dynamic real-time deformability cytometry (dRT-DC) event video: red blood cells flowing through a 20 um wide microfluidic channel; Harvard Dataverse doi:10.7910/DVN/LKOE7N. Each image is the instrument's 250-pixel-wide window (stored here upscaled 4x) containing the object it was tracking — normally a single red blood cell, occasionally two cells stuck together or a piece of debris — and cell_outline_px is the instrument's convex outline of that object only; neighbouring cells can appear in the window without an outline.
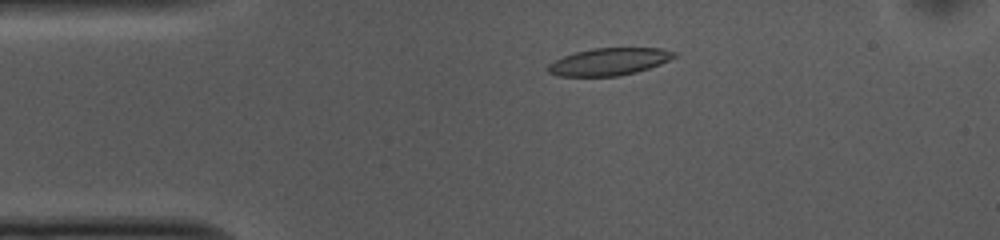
{"species": "common noctule bat (a hibernating species)", "species_latin": "Nyctalus noctula", "temperature_condition": "cold", "stored_images_in_passage": 50, "camera_frame_rate_fps": 3000, "um_per_image_px": 0.085, "animal": {"sex": "female", "body_mass_g": 10.0, "forearm_length_mm": 53.1}, "frame": {"image": 1, "passage_image": 8, "time_ms": 2.333, "image_size_px": [1000, 240], "cell_outline_px": [[676, 56], [660, 64], [636, 72], [616, 76], [556, 76], [548, 72], [548, 64], [564, 56], [576, 52], [592, 48], [660, 48], [676, 52]], "centroid_in_image_um": [51.76, 5.24], "position_along_channel_um": 33.2, "area_um2": 19.88}}
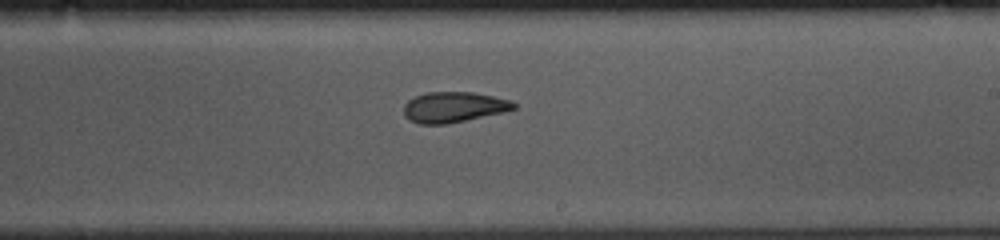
{"frame": {"image": 2, "passage_image": 28, "time_ms": 9.0, "image_size_px": [1000, 240], "cell_outline_px": [[516, 108], [504, 112], [448, 124], [420, 124], [404, 116], [404, 104], [408, 100], [424, 92], [472, 92], [512, 100], [516, 104]], "centroid_in_image_um": [38.57, 9.1], "position_along_channel_um": 250.4, "area_um2": 19.59}}
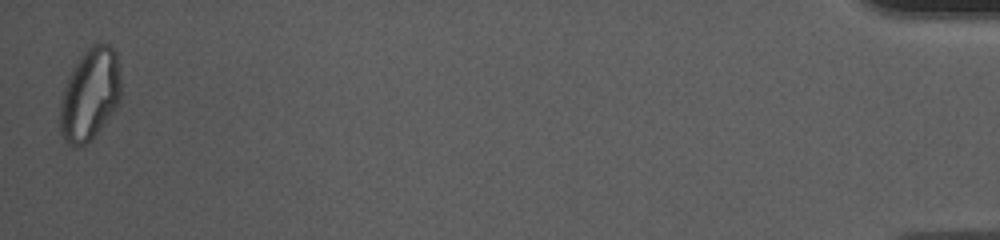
{"frame": {"image": 3, "passage_image": 50, "time_ms": 16.333, "image_size_px": [1000, 240], "cell_outline_px": [[120, 104], [96, 132], [84, 144], [68, 144], [60, 132], [60, 100], [68, 76], [80, 56], [92, 44], [104, 40], [116, 52], [120, 76]], "centroid_in_image_um": [7.65, 7.96], "position_along_channel_um": 427.5, "area_um2": 32.43}, "authors_computed_cell_mechanics": {"area_um2": 20.7213, "velocity_mm_per_s": 3.7355, "shape_relaxation_time_tau1_ms": 8.5348, "shape_relaxation_time_tau2_ms": 2.5242, "deformation_change_tau1": 0.1709, "deformation_change_tau2": 0.0818}}